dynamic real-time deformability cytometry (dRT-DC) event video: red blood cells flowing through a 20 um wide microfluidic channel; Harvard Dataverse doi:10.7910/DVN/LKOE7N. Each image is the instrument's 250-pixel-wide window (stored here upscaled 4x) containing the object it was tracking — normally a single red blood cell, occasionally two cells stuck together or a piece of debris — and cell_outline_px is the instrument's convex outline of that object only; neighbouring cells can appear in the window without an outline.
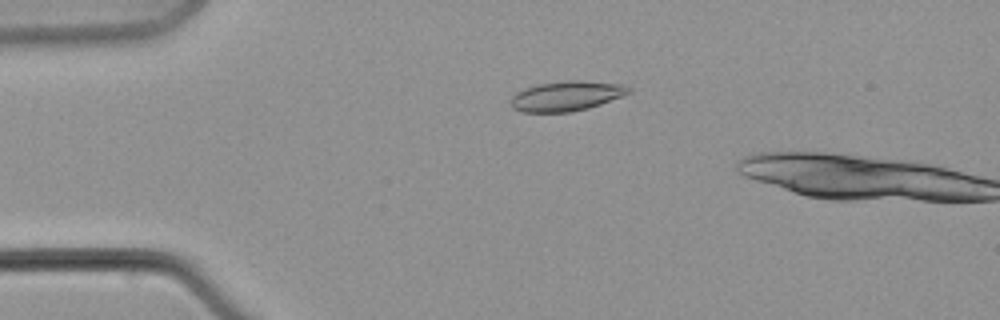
{"species": "common noctule bat (a hibernating species)", "species_latin": "Nyctalus noctula", "temperature_condition": "warm", "stored_images_in_passage": 4, "camera_frame_rate_fps": 3000, "um_per_image_px": 0.085, "animal": {"sex": "male", "body_mass_g": 21.5, "forearm_length_mm": 52.0}, "frame": {"image": 1, "passage_image": 3, "time_ms": 3.0, "image_size_px": [1000, 320], "cell_outline_px": [[632, 92], [600, 104], [588, 108], [572, 112], [524, 112], [512, 108], [508, 100], [516, 92], [524, 88], [536, 84], [568, 80], [580, 80], [624, 84], [632, 88]], "centroid_in_image_um": [48.13, 8.15], "position_along_channel_um": 36.9, "area_um2": 20.81}}